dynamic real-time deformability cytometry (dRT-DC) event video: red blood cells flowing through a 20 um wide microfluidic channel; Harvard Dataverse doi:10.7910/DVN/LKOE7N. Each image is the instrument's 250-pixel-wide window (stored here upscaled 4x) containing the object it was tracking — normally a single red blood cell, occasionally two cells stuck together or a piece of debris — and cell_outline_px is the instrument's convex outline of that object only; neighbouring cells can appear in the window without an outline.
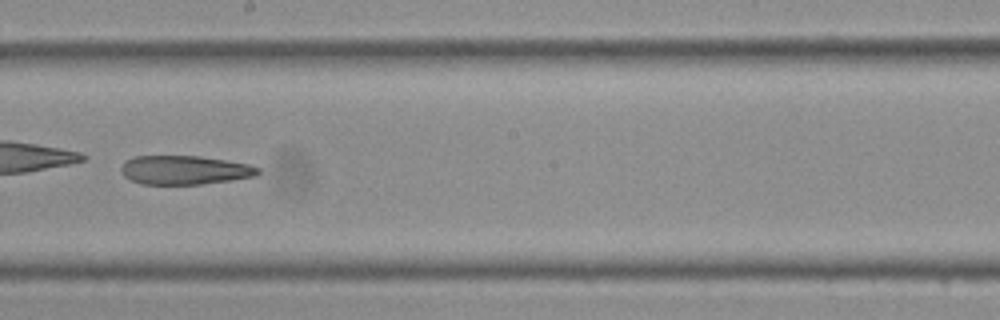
{"species": "Egyptian fruit bat (a non-hibernating species)", "species_latin": "Rousettus aegyptiacus", "temperature_condition": "cold", "stored_images_in_passage": 38, "camera_frame_rate_fps": 3000, "um_per_image_px": 0.085, "frame": {"image": 1, "passage_image": 22, "time_ms": 7.0, "image_size_px": [1000, 320], "cell_outline_px": [[260, 172], [256, 176], [232, 180], [200, 184], [140, 184], [124, 176], [120, 168], [124, 160], [132, 156], [200, 156], [248, 164], [260, 168]], "centroid_in_image_um": [15.67, 14.45], "position_along_channel_um": 232.5, "area_um2": 23.12}}
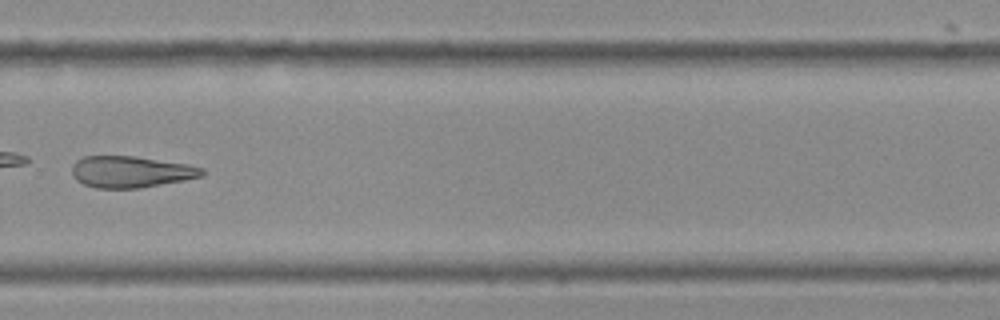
{"frame": {"image": 2, "passage_image": 27, "time_ms": 8.667, "image_size_px": [1000, 320], "cell_outline_px": [[204, 172], [200, 176], [184, 180], [140, 188], [96, 188], [84, 184], [76, 180], [72, 176], [72, 164], [76, 160], [84, 156], [132, 156], [188, 164], [204, 168]], "centroid_in_image_um": [11.08, 14.6], "position_along_channel_um": 318.7, "area_um2": 23.81}}